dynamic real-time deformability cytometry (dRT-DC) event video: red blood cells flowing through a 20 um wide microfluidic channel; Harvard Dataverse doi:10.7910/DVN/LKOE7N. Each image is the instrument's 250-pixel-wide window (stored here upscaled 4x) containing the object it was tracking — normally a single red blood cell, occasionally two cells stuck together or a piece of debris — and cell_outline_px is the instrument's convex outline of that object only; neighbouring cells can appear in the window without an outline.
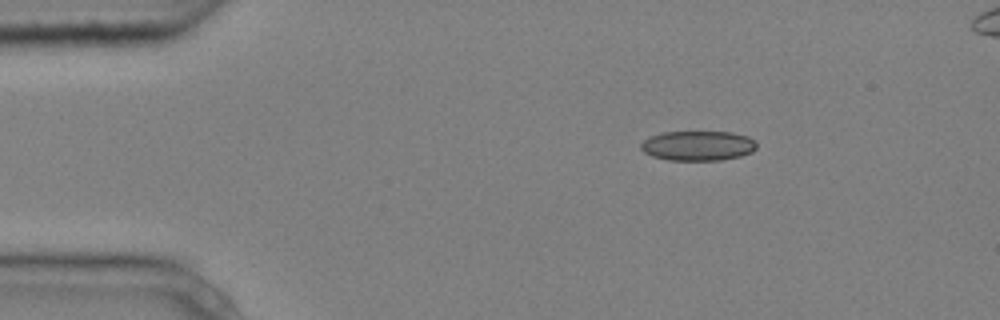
{"species": "common noctule bat (a hibernating species)", "species_latin": "Nyctalus noctula", "temperature_condition": "cold", "stored_images_in_passage": 3, "camera_frame_rate_fps": 3000, "um_per_image_px": 0.085, "animal": {"sex": "male", "body_mass_g": 20.4}, "frame": {"image": 1, "passage_image": 1, "time_ms": 0.0, "image_size_px": [1000, 320], "cell_outline_px": [[756, 148], [752, 152], [740, 156], [720, 160], [668, 160], [652, 156], [644, 152], [640, 148], [640, 144], [648, 136], [664, 132], [732, 132], [748, 136], [756, 144]], "centroid_in_image_um": [59.29, 12.38], "position_along_channel_um": 25.7, "area_um2": 20.11}}